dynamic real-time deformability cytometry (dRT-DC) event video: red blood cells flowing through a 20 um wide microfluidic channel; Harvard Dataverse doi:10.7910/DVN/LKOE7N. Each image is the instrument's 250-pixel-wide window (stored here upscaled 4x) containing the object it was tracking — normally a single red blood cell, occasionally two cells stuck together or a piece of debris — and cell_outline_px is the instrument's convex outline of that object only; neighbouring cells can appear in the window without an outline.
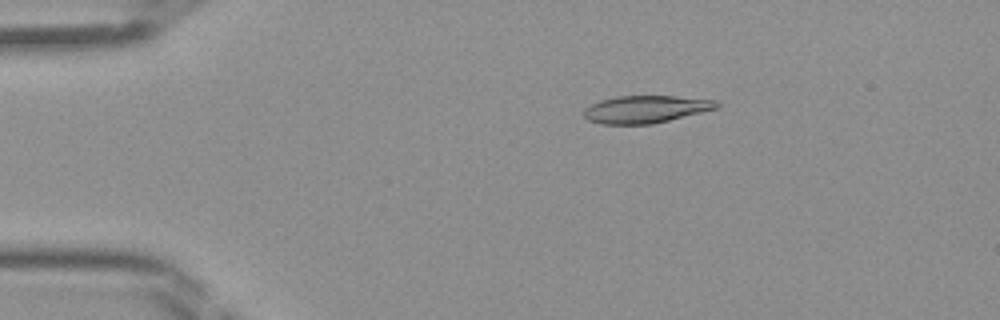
{"species": "Egyptian fruit bat (a non-hibernating species)", "species_latin": "Rousettus aegyptiacus", "temperature_condition": "room temperature", "stored_images_in_passage": 45, "camera_frame_rate_fps": 3000, "um_per_image_px": 0.085, "frame": {"image": 1, "passage_image": 8, "time_ms": 2.333, "image_size_px": [1000, 320], "cell_outline_px": [[720, 108], [652, 124], [604, 124], [588, 120], [584, 116], [584, 108], [600, 100], [616, 96], [676, 96], [716, 100], [720, 104]], "centroid_in_image_um": [54.91, 9.28], "position_along_channel_um": 30.1, "area_um2": 21.27}}
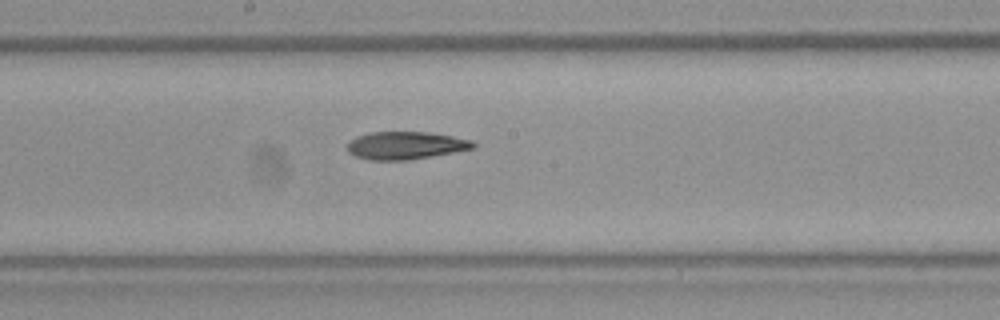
{"frame": {"image": 2, "passage_image": 24, "time_ms": 7.667, "image_size_px": [1000, 320], "cell_outline_px": [[476, 148], [432, 156], [408, 160], [368, 160], [356, 156], [348, 152], [348, 140], [356, 136], [368, 132], [428, 132], [452, 136], [472, 140], [476, 144]], "centroid_in_image_um": [34.46, 12.36], "position_along_channel_um": 213.7, "area_um2": 20.46}}
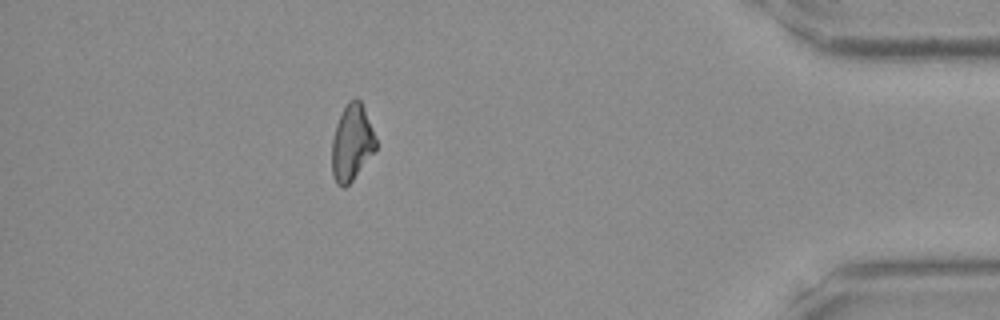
{"frame": {"image": 3, "passage_image": 40, "time_ms": 13.0, "image_size_px": [1000, 320], "cell_outline_px": [[376, 148], [352, 180], [344, 188], [340, 188], [336, 184], [332, 176], [332, 140], [336, 124], [348, 100], [360, 100], [364, 108], [372, 128], [376, 140]], "centroid_in_image_um": [29.87, 12.16], "position_along_channel_um": 405.3, "area_um2": 19.19}}